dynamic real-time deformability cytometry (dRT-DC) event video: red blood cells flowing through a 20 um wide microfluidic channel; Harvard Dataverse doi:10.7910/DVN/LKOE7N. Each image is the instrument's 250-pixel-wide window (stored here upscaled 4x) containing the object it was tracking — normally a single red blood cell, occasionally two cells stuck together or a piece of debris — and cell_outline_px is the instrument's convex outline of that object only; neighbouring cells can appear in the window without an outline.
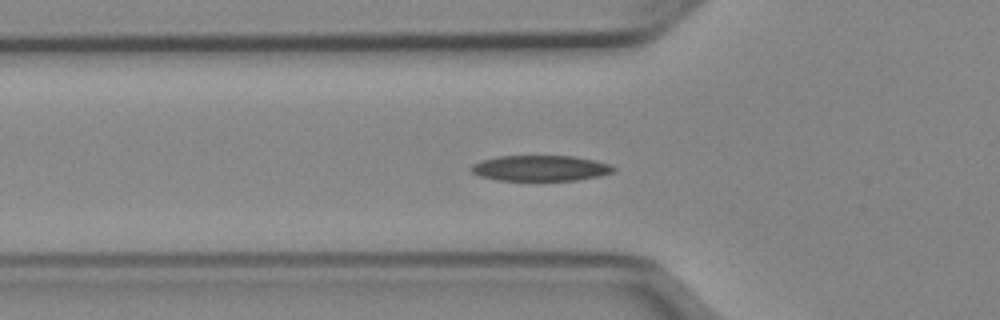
{"species": "Egyptian fruit bat (a non-hibernating species)", "species_latin": "Rousettus aegyptiacus", "temperature_condition": "cold", "stored_images_in_passage": 43, "camera_frame_rate_fps": 3000, "um_per_image_px": 0.085, "animal": {"sex": "female"}, "frame": {"image": 1, "passage_image": 13, "time_ms": 4.0, "image_size_px": [1000, 320], "cell_outline_px": [[616, 172], [600, 176], [576, 180], [496, 180], [480, 176], [472, 172], [468, 168], [472, 164], [480, 160], [496, 156], [572, 156], [596, 160], [612, 164], [616, 168]], "centroid_in_image_um": [45.95, 14.29], "position_along_channel_um": 79.8, "area_um2": 21.56}}
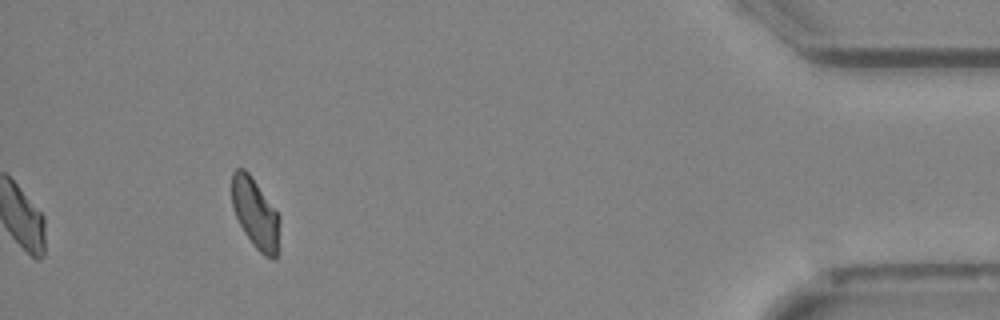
{"frame": {"image": 2, "passage_image": 43, "time_ms": 14.0, "image_size_px": [1000, 320], "cell_outline_px": [[280, 220], [276, 260], [272, 260], [264, 256], [252, 244], [244, 232], [232, 208], [232, 172], [236, 168], [244, 168], [248, 172], [280, 216]], "centroid_in_image_um": [21.7, 18.16], "position_along_channel_um": 413.5, "area_um2": 19.48}, "authors_computed_cell_mechanics": {"area_um2": 21.1548, "velocity_mm_per_s": 3.9535, "shape_relaxation_time_tau1_ms": 4.4734, "shape_relaxation_time_tau2_ms": null, "deformation_change_tau1": 0.1376, "deformation_change_tau2": null}}